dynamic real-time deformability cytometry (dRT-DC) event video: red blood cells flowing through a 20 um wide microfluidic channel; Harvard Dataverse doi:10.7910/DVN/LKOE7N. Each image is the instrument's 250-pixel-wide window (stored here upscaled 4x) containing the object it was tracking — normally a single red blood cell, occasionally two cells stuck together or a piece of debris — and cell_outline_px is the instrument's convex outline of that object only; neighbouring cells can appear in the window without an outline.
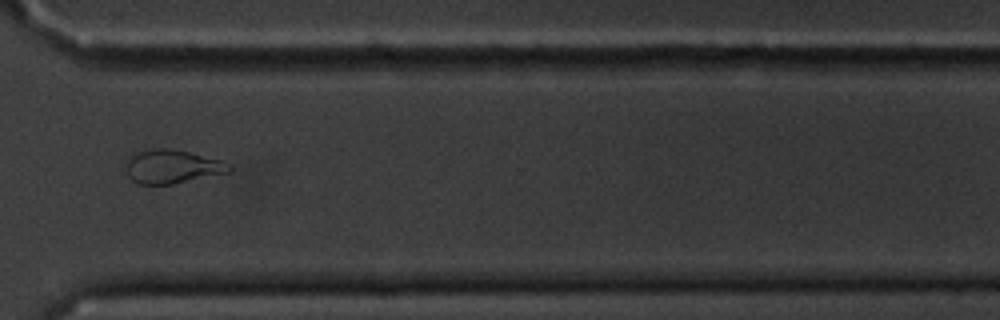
{"species": "common noctule bat (a hibernating species)", "species_latin": "Nyctalus noctula", "temperature_condition": "cold", "stored_images_in_passage": 15, "camera_frame_rate_fps": 3000, "um_per_image_px": 0.085, "animal": {"sex": "male", "body_mass_g": 20.1, "forearm_length_mm": 53.5}, "frame": {"image": 1, "passage_image": 11, "time_ms": 12.333, "image_size_px": [1000, 320], "cell_outline_px": [[232, 168], [228, 172], [172, 184], [140, 184], [132, 180], [128, 176], [128, 156], [140, 152], [156, 148], [168, 148], [188, 152], [220, 160], [232, 164]], "centroid_in_image_um": [14.65, 14.16], "position_along_channel_um": 355.9, "area_um2": 19.83}, "authors_computed_cell_mechanics": {"area_um2": 18.5538, "velocity_mm_per_s": 3.4442, "shape_relaxation_time_tau1_ms": null, "shape_relaxation_time_tau2_ms": 2.9997, "deformation_change_tau1": null, "deformation_change_tau2": 0.1126}}